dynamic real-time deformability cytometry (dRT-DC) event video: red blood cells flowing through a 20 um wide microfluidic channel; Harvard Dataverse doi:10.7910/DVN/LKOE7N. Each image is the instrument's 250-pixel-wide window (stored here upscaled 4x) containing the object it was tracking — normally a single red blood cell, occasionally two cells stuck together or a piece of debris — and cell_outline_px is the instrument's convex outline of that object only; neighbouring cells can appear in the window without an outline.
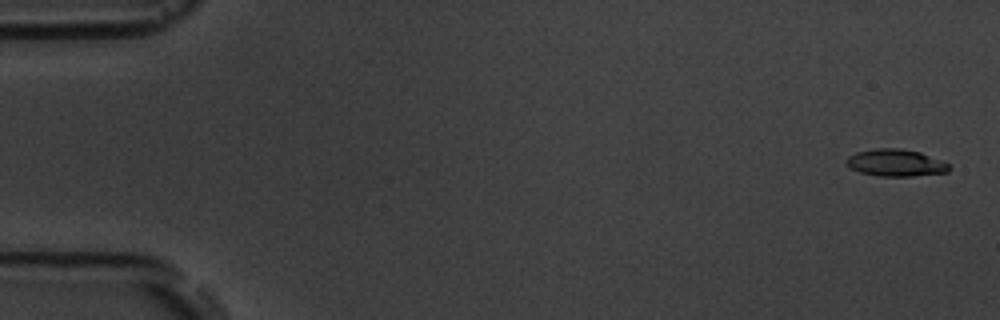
{"species": "common noctule bat (a hibernating species)", "species_latin": "Nyctalus noctula", "temperature_condition": "room temperature", "stored_images_in_passage": 6, "camera_frame_rate_fps": 3000, "um_per_image_px": 0.085, "animal": {"sex": "male", "body_mass_g": 19.5, "forearm_length_mm": 54.6}, "frame": {"image": 1, "passage_image": 1, "time_ms": 0.0, "image_size_px": [1000, 320], "cell_outline_px": [[952, 168], [948, 172], [912, 176], [880, 176], [860, 172], [848, 168], [844, 160], [848, 156], [856, 152], [876, 148], [900, 148], [920, 152], [940, 160], [948, 164]], "centroid_in_image_um": [76.1, 13.84], "position_along_channel_um": 8.9, "area_um2": 16.3}}
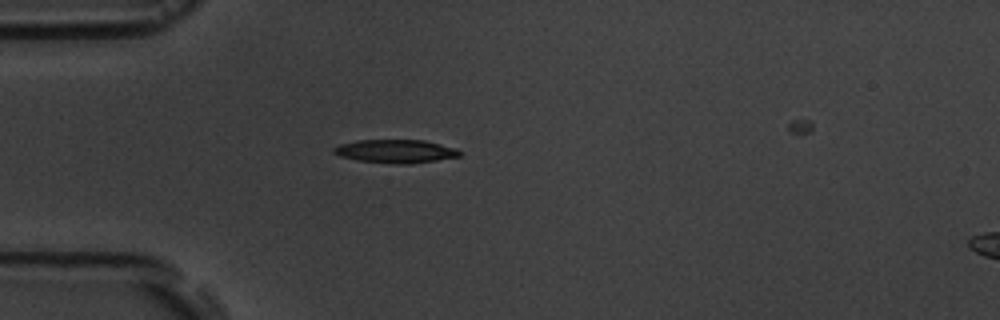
{"frame": {"image": 2, "passage_image": 5, "time_ms": 4.667, "image_size_px": [1000, 320], "cell_outline_px": [[460, 156], [436, 160], [408, 164], [392, 164], [356, 160], [340, 156], [332, 152], [332, 148], [340, 144], [356, 140], [424, 140], [456, 148], [460, 152]], "centroid_in_image_um": [33.58, 12.86], "position_along_channel_um": 51.4, "area_um2": 17.17}}